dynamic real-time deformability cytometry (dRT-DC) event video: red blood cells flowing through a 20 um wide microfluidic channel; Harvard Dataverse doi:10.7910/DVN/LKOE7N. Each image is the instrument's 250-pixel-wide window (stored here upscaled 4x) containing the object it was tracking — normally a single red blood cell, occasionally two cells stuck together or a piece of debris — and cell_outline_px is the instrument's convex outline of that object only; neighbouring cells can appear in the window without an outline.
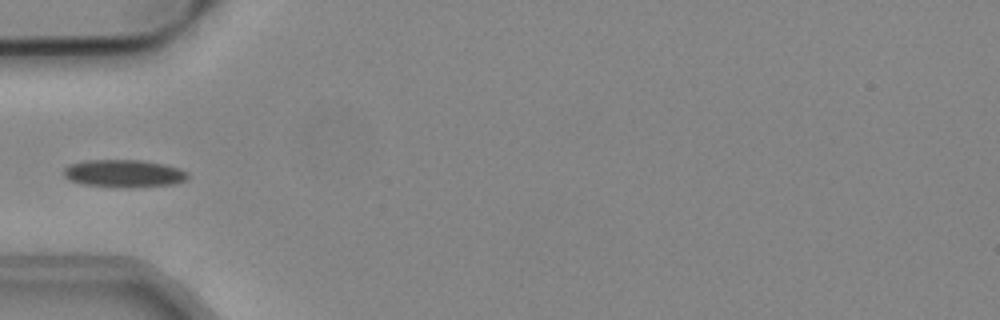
{"species": "common noctule bat (a hibernating species)", "species_latin": "Nyctalus noctula", "temperature_condition": "cold", "stored_images_in_passage": 4, "camera_frame_rate_fps": 3000, "um_per_image_px": 0.085, "animal": {"sex": "male", "body_mass_g": 19.2, "forearm_length_mm": 51.8}, "frame": {"image": 1, "passage_image": 1, "time_ms": 0.0, "image_size_px": [1000, 320], "cell_outline_px": [[188, 176], [184, 180], [176, 184], [136, 188], [116, 188], [80, 184], [68, 180], [64, 176], [64, 168], [68, 164], [84, 160], [140, 160], [164, 164], [180, 168], [188, 172]], "centroid_in_image_um": [10.51, 14.76], "position_along_channel_um": 74.5, "area_um2": 20.52}}
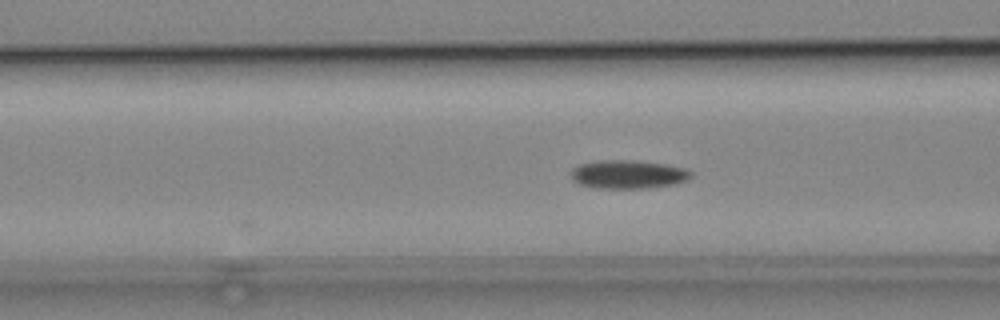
{"frame": {"image": 2, "passage_image": 4, "time_ms": 1.0, "image_size_px": [1000, 320], "cell_outline_px": [[692, 176], [688, 180], [676, 184], [648, 188], [596, 188], [580, 184], [572, 180], [572, 168], [580, 164], [600, 160], [632, 160], [664, 164], [684, 168], [692, 172]], "centroid_in_image_um": [53.4, 14.82], "position_along_channel_um": 113.2, "area_um2": 19.94}}